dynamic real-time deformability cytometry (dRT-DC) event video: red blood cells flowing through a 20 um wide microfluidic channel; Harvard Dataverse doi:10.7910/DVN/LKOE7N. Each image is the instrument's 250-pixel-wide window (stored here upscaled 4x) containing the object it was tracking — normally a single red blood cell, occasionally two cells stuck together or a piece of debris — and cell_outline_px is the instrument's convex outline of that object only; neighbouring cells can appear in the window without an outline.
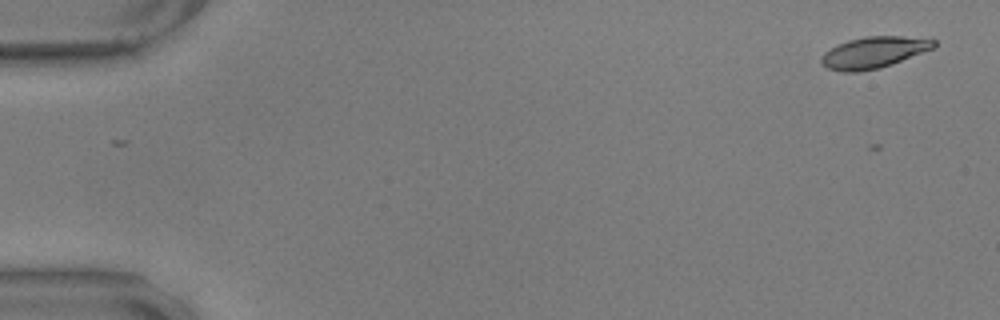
{"species": "common noctule bat (a hibernating species)", "species_latin": "Nyctalus noctula", "temperature_condition": "warm", "stored_images_in_passage": 56, "camera_frame_rate_fps": 3000, "um_per_image_px": 0.085, "animal": {"sex": "male", "body_mass_g": 17.9, "forearm_length_mm": 54.2}, "frame": {"image": 1, "passage_image": 1, "time_ms": 0.0, "image_size_px": [1000, 320], "cell_outline_px": [[936, 48], [892, 64], [880, 68], [860, 72], [840, 72], [828, 68], [820, 60], [820, 56], [824, 52], [848, 40], [864, 36], [904, 36], [936, 40]], "centroid_in_image_um": [74.29, 4.46], "position_along_channel_um": 10.7, "area_um2": 20.69}}
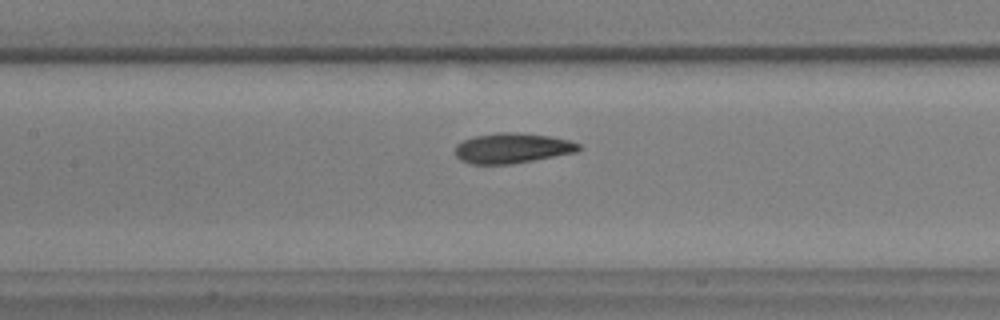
{"frame": {"image": 2, "passage_image": 26, "time_ms": 8.333, "image_size_px": [1000, 320], "cell_outline_px": [[584, 148], [576, 152], [512, 164], [472, 164], [460, 160], [456, 156], [456, 144], [472, 136], [500, 132], [516, 132], [548, 136], [568, 140], [580, 144]], "centroid_in_image_um": [43.54, 12.59], "position_along_channel_um": 163.9, "area_um2": 21.73}}
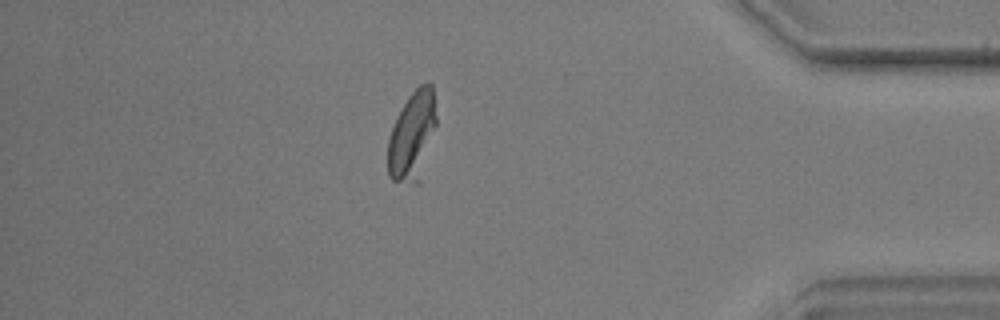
{"frame": {"image": 3, "passage_image": 49, "time_ms": 16.0, "image_size_px": [1000, 320], "cell_outline_px": [[436, 124], [416, 184], [392, 180], [388, 176], [388, 140], [392, 128], [408, 96], [420, 84], [428, 80], [432, 84], [436, 116]], "centroid_in_image_um": [35.02, 11.48], "position_along_channel_um": 400.2, "area_um2": 24.33}, "authors_computed_cell_mechanics": {"area_um2": 21.9062, "velocity_mm_per_s": 3.528, "shape_relaxation_time_tau1_ms": 3.7571, "shape_relaxation_time_tau2_ms": 2.105, "deformation_change_tau1": 0.1446, "deformation_change_tau2": 0.0823}}